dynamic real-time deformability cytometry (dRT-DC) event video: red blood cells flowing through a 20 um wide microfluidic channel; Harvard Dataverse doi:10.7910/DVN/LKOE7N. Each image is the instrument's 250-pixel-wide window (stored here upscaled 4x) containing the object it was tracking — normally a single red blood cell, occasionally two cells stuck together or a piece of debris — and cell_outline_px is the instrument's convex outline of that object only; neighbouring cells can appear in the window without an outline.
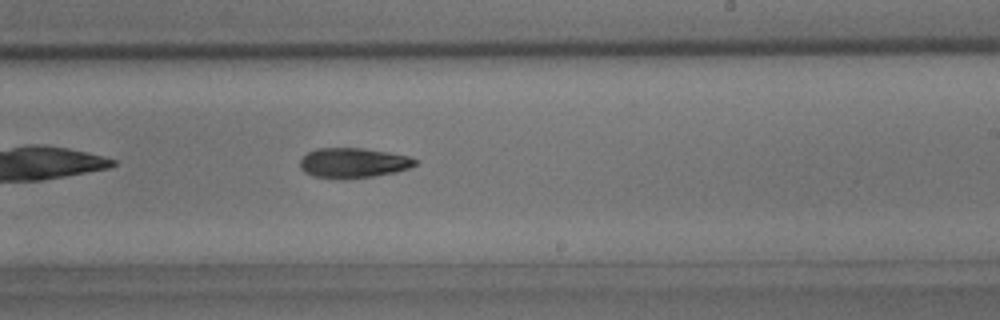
{"species": "common noctule bat (a hibernating species)", "species_latin": "Nyctalus noctula", "temperature_condition": "room temperature", "stored_images_in_passage": 28, "camera_frame_rate_fps": 3000, "um_per_image_px": 0.085, "animal": {"sex": "male", "body_mass_g": 15.6}, "frame": {"image": 1, "passage_image": 13, "time_ms": 4.0, "image_size_px": [1000, 320], "cell_outline_px": [[420, 160], [416, 164], [408, 168], [396, 172], [376, 176], [340, 180], [312, 176], [304, 172], [300, 168], [300, 160], [308, 152], [316, 148], [364, 148], [388, 152], [408, 156]], "centroid_in_image_um": [30.02, 13.86], "position_along_channel_um": 259.0, "area_um2": 20.46}}